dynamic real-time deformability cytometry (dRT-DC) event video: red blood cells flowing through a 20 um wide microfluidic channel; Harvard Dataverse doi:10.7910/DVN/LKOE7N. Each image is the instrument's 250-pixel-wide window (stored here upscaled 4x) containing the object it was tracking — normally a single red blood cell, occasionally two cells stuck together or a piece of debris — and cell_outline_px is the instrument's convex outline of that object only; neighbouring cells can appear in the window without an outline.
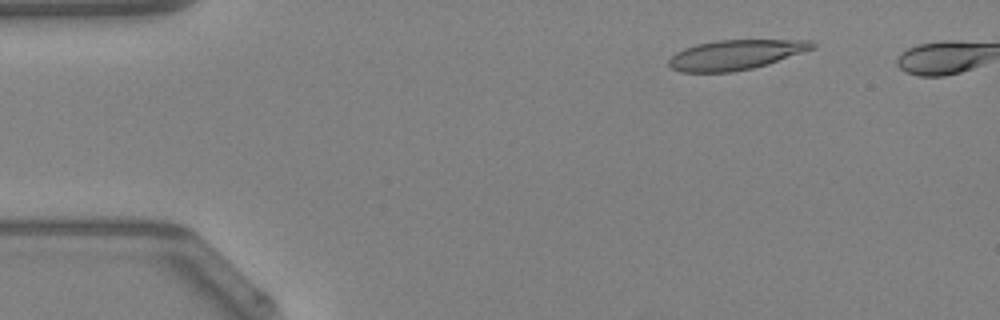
{"species": "Egyptian fruit bat (a non-hibernating species)", "species_latin": "Rousettus aegyptiacus", "temperature_condition": "warm", "stored_images_in_passage": 8, "camera_frame_rate_fps": 3000, "um_per_image_px": 0.085, "animal": {"sex": "female"}, "frame": {"image": 1, "passage_image": 6, "time_ms": 1.667, "image_size_px": [1000, 320], "cell_outline_px": [[816, 48], [768, 64], [752, 68], [732, 72], [680, 72], [672, 68], [668, 64], [668, 60], [676, 52], [684, 48], [696, 44], [716, 40], [812, 40], [816, 44]], "centroid_in_image_um": [62.53, 4.65], "position_along_channel_um": 22.5, "area_um2": 25.03}}